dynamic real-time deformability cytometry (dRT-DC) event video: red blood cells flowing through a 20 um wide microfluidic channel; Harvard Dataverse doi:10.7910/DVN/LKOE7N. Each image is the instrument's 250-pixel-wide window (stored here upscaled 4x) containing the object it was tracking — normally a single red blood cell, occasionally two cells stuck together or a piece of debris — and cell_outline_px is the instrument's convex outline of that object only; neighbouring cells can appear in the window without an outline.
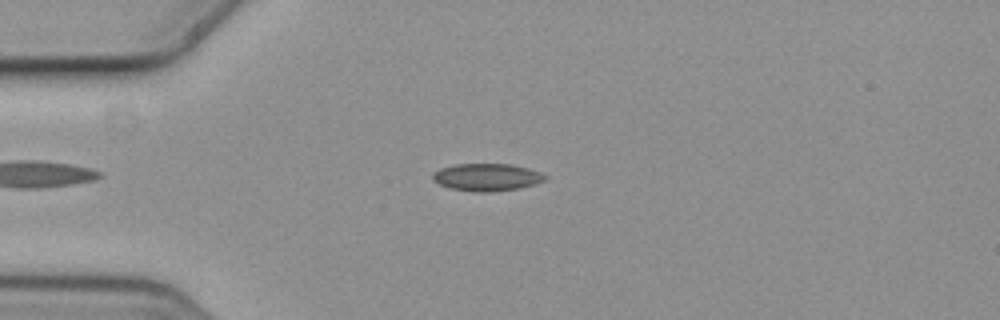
{"species": "common noctule bat (a hibernating species)", "species_latin": "Nyctalus noctula", "temperature_condition": "cold", "stored_images_in_passage": 6, "camera_frame_rate_fps": 3000, "um_per_image_px": 0.085, "animal": {"sex": "female", "body_mass_g": 19.3, "forearm_length_mm": 54.1}, "frame": {"image": 1, "passage_image": 3, "time_ms": 0.667, "image_size_px": [1000, 320], "cell_outline_px": [[548, 176], [544, 180], [536, 184], [516, 188], [488, 192], [476, 192], [452, 188], [440, 184], [432, 180], [432, 176], [440, 168], [456, 164], [512, 164], [528, 168], [540, 172]], "centroid_in_image_um": [41.4, 15.05], "position_along_channel_um": 43.6, "area_um2": 17.74}}
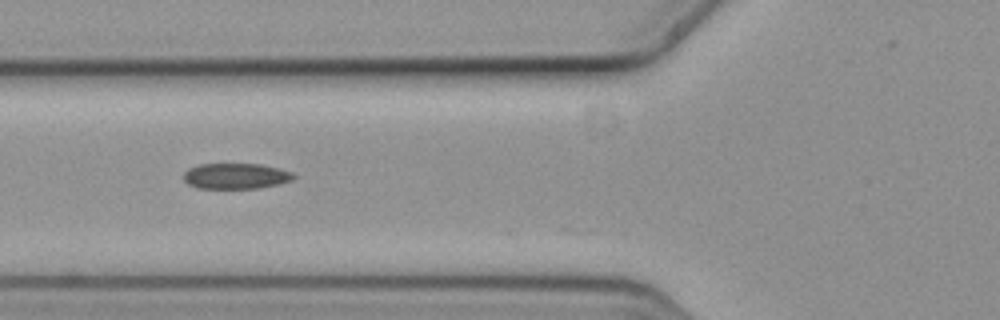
{"frame": {"image": 2, "passage_image": 5, "time_ms": 1.333, "image_size_px": [1000, 320], "cell_outline_px": [[296, 176], [292, 180], [280, 184], [260, 188], [196, 188], [188, 184], [184, 180], [184, 172], [188, 168], [200, 164], [260, 164], [280, 168], [292, 172]], "centroid_in_image_um": [20.06, 14.96], "position_along_channel_um": 105.7, "area_um2": 16.59}}
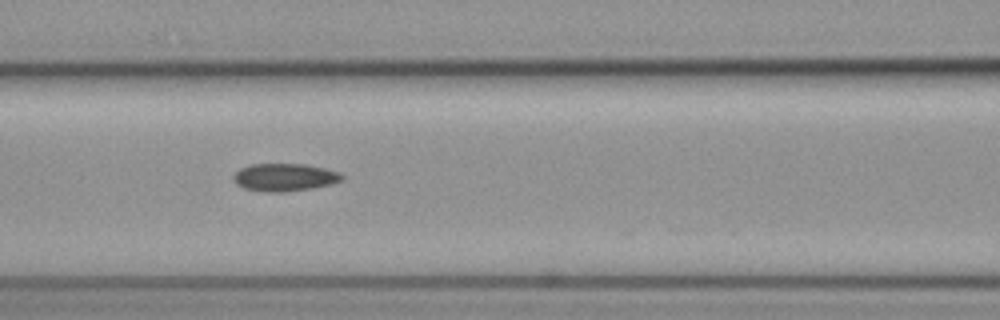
{"frame": {"image": 3, "passage_image": 6, "time_ms": 1.667, "image_size_px": [1000, 320], "cell_outline_px": [[344, 180], [332, 184], [312, 188], [284, 192], [272, 192], [244, 188], [236, 184], [232, 176], [240, 168], [252, 164], [304, 164], [324, 168], [340, 172], [344, 176]], "centroid_in_image_um": [24.22, 15.06], "position_along_channel_um": 142.4, "area_um2": 17.51}}